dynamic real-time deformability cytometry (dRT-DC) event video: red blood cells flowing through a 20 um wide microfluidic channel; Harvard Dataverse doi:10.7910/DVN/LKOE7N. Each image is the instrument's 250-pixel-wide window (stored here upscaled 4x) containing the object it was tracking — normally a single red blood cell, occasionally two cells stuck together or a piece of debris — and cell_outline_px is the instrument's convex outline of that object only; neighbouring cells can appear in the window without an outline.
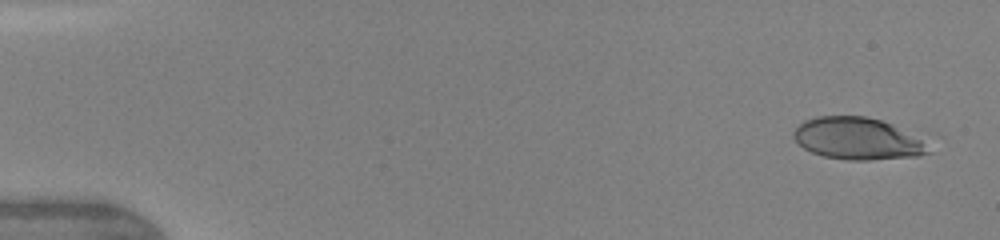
{"species": "human", "species_latin": "Homo sapiens", "temperature_condition": "warm", "stored_images_in_passage": 9, "camera_frame_rate_fps": 3000, "um_per_image_px": 0.085, "donor": {"sex": "female"}, "frame": {"image": 1, "passage_image": 1, "time_ms": 0.0, "image_size_px": [1000, 240], "cell_outline_px": [[932, 152], [916, 156], [868, 160], [848, 160], [824, 156], [812, 152], [804, 148], [792, 136], [792, 132], [804, 120], [816, 116], [864, 116], [880, 120], [892, 124], [920, 140]], "centroid_in_image_um": [72.82, 11.78], "position_along_channel_um": 12.2, "area_um2": 32.48}}
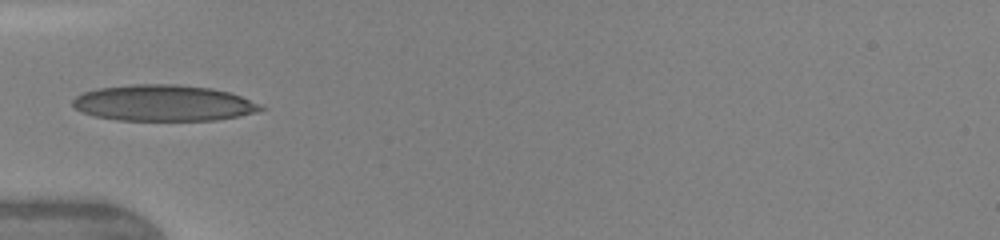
{"frame": {"image": 2, "passage_image": 6, "time_ms": 4.667, "image_size_px": [1000, 240], "cell_outline_px": [[264, 108], [256, 112], [240, 116], [216, 120], [116, 120], [92, 116], [80, 112], [72, 104], [72, 100], [76, 96], [84, 92], [96, 88], [132, 84], [180, 84], [212, 88], [228, 92], [240, 96], [260, 104]], "centroid_in_image_um": [13.85, 8.75], "position_along_channel_um": 71.1, "area_um2": 39.77}}